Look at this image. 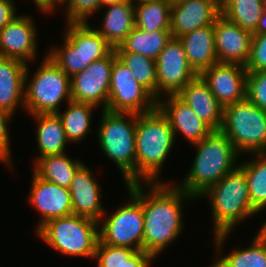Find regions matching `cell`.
I'll use <instances>...</instances> for the list:
<instances>
[{"mask_svg":"<svg viewBox=\"0 0 266 267\" xmlns=\"http://www.w3.org/2000/svg\"><path fill=\"white\" fill-rule=\"evenodd\" d=\"M32 1L39 10L48 0H32Z\"/></svg>","mask_w":266,"mask_h":267,"instance_id":"obj_47","label":"cell"},{"mask_svg":"<svg viewBox=\"0 0 266 267\" xmlns=\"http://www.w3.org/2000/svg\"><path fill=\"white\" fill-rule=\"evenodd\" d=\"M136 80L157 99L156 61L132 52H115Z\"/></svg>","mask_w":266,"mask_h":267,"instance_id":"obj_32","label":"cell"},{"mask_svg":"<svg viewBox=\"0 0 266 267\" xmlns=\"http://www.w3.org/2000/svg\"><path fill=\"white\" fill-rule=\"evenodd\" d=\"M177 96L213 131H220L224 107L200 75L190 81Z\"/></svg>","mask_w":266,"mask_h":267,"instance_id":"obj_20","label":"cell"},{"mask_svg":"<svg viewBox=\"0 0 266 267\" xmlns=\"http://www.w3.org/2000/svg\"><path fill=\"white\" fill-rule=\"evenodd\" d=\"M14 116L8 112L0 109V162L5 164L8 168L13 167V159L11 154V140L9 136L8 124L11 122Z\"/></svg>","mask_w":266,"mask_h":267,"instance_id":"obj_39","label":"cell"},{"mask_svg":"<svg viewBox=\"0 0 266 267\" xmlns=\"http://www.w3.org/2000/svg\"><path fill=\"white\" fill-rule=\"evenodd\" d=\"M186 201L192 203L196 199L175 183L141 182L143 251L154 260L183 233L182 210Z\"/></svg>","mask_w":266,"mask_h":267,"instance_id":"obj_1","label":"cell"},{"mask_svg":"<svg viewBox=\"0 0 266 267\" xmlns=\"http://www.w3.org/2000/svg\"><path fill=\"white\" fill-rule=\"evenodd\" d=\"M264 7L262 0H237L221 15L253 33L258 26Z\"/></svg>","mask_w":266,"mask_h":267,"instance_id":"obj_33","label":"cell"},{"mask_svg":"<svg viewBox=\"0 0 266 267\" xmlns=\"http://www.w3.org/2000/svg\"><path fill=\"white\" fill-rule=\"evenodd\" d=\"M28 202L40 215L35 232L48 221L73 214L72 200L68 188L50 183L34 172Z\"/></svg>","mask_w":266,"mask_h":267,"instance_id":"obj_15","label":"cell"},{"mask_svg":"<svg viewBox=\"0 0 266 267\" xmlns=\"http://www.w3.org/2000/svg\"><path fill=\"white\" fill-rule=\"evenodd\" d=\"M44 56L31 79L27 63L24 110L29 115L58 113L62 102L72 101L70 77L47 54Z\"/></svg>","mask_w":266,"mask_h":267,"instance_id":"obj_6","label":"cell"},{"mask_svg":"<svg viewBox=\"0 0 266 267\" xmlns=\"http://www.w3.org/2000/svg\"><path fill=\"white\" fill-rule=\"evenodd\" d=\"M192 145L197 151L192 166L183 181L175 184L198 200L239 165L237 161L241 155L221 131H212L206 138Z\"/></svg>","mask_w":266,"mask_h":267,"instance_id":"obj_2","label":"cell"},{"mask_svg":"<svg viewBox=\"0 0 266 267\" xmlns=\"http://www.w3.org/2000/svg\"><path fill=\"white\" fill-rule=\"evenodd\" d=\"M93 174L83 163L75 172L69 190L73 214L99 221L106 210L101 202L102 188Z\"/></svg>","mask_w":266,"mask_h":267,"instance_id":"obj_19","label":"cell"},{"mask_svg":"<svg viewBox=\"0 0 266 267\" xmlns=\"http://www.w3.org/2000/svg\"><path fill=\"white\" fill-rule=\"evenodd\" d=\"M68 0H48L40 9L39 11L45 13L46 15H50L53 12H56V9H59L58 6L64 7ZM50 13V14H49Z\"/></svg>","mask_w":266,"mask_h":267,"instance_id":"obj_42","label":"cell"},{"mask_svg":"<svg viewBox=\"0 0 266 267\" xmlns=\"http://www.w3.org/2000/svg\"><path fill=\"white\" fill-rule=\"evenodd\" d=\"M135 27L145 32L170 30L171 4L168 0H149L135 5Z\"/></svg>","mask_w":266,"mask_h":267,"instance_id":"obj_31","label":"cell"},{"mask_svg":"<svg viewBox=\"0 0 266 267\" xmlns=\"http://www.w3.org/2000/svg\"><path fill=\"white\" fill-rule=\"evenodd\" d=\"M171 38L170 30L145 32L135 27L114 51L137 53L156 60Z\"/></svg>","mask_w":266,"mask_h":267,"instance_id":"obj_28","label":"cell"},{"mask_svg":"<svg viewBox=\"0 0 266 267\" xmlns=\"http://www.w3.org/2000/svg\"><path fill=\"white\" fill-rule=\"evenodd\" d=\"M263 1V3H264V6L266 7V0H262Z\"/></svg>","mask_w":266,"mask_h":267,"instance_id":"obj_50","label":"cell"},{"mask_svg":"<svg viewBox=\"0 0 266 267\" xmlns=\"http://www.w3.org/2000/svg\"><path fill=\"white\" fill-rule=\"evenodd\" d=\"M64 37L84 56V65L108 56L114 48L90 23H66Z\"/></svg>","mask_w":266,"mask_h":267,"instance_id":"obj_24","label":"cell"},{"mask_svg":"<svg viewBox=\"0 0 266 267\" xmlns=\"http://www.w3.org/2000/svg\"><path fill=\"white\" fill-rule=\"evenodd\" d=\"M100 28L95 30L113 47H118L135 28V5L130 2L109 5Z\"/></svg>","mask_w":266,"mask_h":267,"instance_id":"obj_26","label":"cell"},{"mask_svg":"<svg viewBox=\"0 0 266 267\" xmlns=\"http://www.w3.org/2000/svg\"><path fill=\"white\" fill-rule=\"evenodd\" d=\"M155 61L157 100L166 95H177L198 76L189 65L179 38L172 37Z\"/></svg>","mask_w":266,"mask_h":267,"instance_id":"obj_12","label":"cell"},{"mask_svg":"<svg viewBox=\"0 0 266 267\" xmlns=\"http://www.w3.org/2000/svg\"><path fill=\"white\" fill-rule=\"evenodd\" d=\"M168 1L170 2L171 5H176L181 2L188 1V0H168Z\"/></svg>","mask_w":266,"mask_h":267,"instance_id":"obj_49","label":"cell"},{"mask_svg":"<svg viewBox=\"0 0 266 267\" xmlns=\"http://www.w3.org/2000/svg\"><path fill=\"white\" fill-rule=\"evenodd\" d=\"M83 161L71 159L67 153L41 157L34 162L32 171L41 179L68 188Z\"/></svg>","mask_w":266,"mask_h":267,"instance_id":"obj_27","label":"cell"},{"mask_svg":"<svg viewBox=\"0 0 266 267\" xmlns=\"http://www.w3.org/2000/svg\"><path fill=\"white\" fill-rule=\"evenodd\" d=\"M35 233L64 256L93 259L99 241V222L72 214L48 221Z\"/></svg>","mask_w":266,"mask_h":267,"instance_id":"obj_7","label":"cell"},{"mask_svg":"<svg viewBox=\"0 0 266 267\" xmlns=\"http://www.w3.org/2000/svg\"><path fill=\"white\" fill-rule=\"evenodd\" d=\"M62 46H53L46 53L70 78L85 70L84 56L63 36Z\"/></svg>","mask_w":266,"mask_h":267,"instance_id":"obj_34","label":"cell"},{"mask_svg":"<svg viewBox=\"0 0 266 267\" xmlns=\"http://www.w3.org/2000/svg\"><path fill=\"white\" fill-rule=\"evenodd\" d=\"M259 229L260 230L257 231V234L266 242V220Z\"/></svg>","mask_w":266,"mask_h":267,"instance_id":"obj_46","label":"cell"},{"mask_svg":"<svg viewBox=\"0 0 266 267\" xmlns=\"http://www.w3.org/2000/svg\"><path fill=\"white\" fill-rule=\"evenodd\" d=\"M247 72L266 71V34H253Z\"/></svg>","mask_w":266,"mask_h":267,"instance_id":"obj_38","label":"cell"},{"mask_svg":"<svg viewBox=\"0 0 266 267\" xmlns=\"http://www.w3.org/2000/svg\"><path fill=\"white\" fill-rule=\"evenodd\" d=\"M157 107V99L117 57L112 65L107 109L111 112L147 113Z\"/></svg>","mask_w":266,"mask_h":267,"instance_id":"obj_10","label":"cell"},{"mask_svg":"<svg viewBox=\"0 0 266 267\" xmlns=\"http://www.w3.org/2000/svg\"><path fill=\"white\" fill-rule=\"evenodd\" d=\"M166 100V101H165ZM157 107L167 117L174 132L184 136L189 144L206 138L213 130L177 95H166L157 100Z\"/></svg>","mask_w":266,"mask_h":267,"instance_id":"obj_17","label":"cell"},{"mask_svg":"<svg viewBox=\"0 0 266 267\" xmlns=\"http://www.w3.org/2000/svg\"><path fill=\"white\" fill-rule=\"evenodd\" d=\"M231 235L229 233H221L214 235L215 267H266V242L256 233L250 241L247 248H234L232 251L223 255L221 252L224 248V243ZM222 254V255H221Z\"/></svg>","mask_w":266,"mask_h":267,"instance_id":"obj_22","label":"cell"},{"mask_svg":"<svg viewBox=\"0 0 266 267\" xmlns=\"http://www.w3.org/2000/svg\"><path fill=\"white\" fill-rule=\"evenodd\" d=\"M175 142L169 121L158 107L137 114L136 183L163 182L160 179L161 169L173 151Z\"/></svg>","mask_w":266,"mask_h":267,"instance_id":"obj_3","label":"cell"},{"mask_svg":"<svg viewBox=\"0 0 266 267\" xmlns=\"http://www.w3.org/2000/svg\"><path fill=\"white\" fill-rule=\"evenodd\" d=\"M218 9L220 13L222 14L232 3H234L237 0H216Z\"/></svg>","mask_w":266,"mask_h":267,"instance_id":"obj_44","label":"cell"},{"mask_svg":"<svg viewBox=\"0 0 266 267\" xmlns=\"http://www.w3.org/2000/svg\"><path fill=\"white\" fill-rule=\"evenodd\" d=\"M98 147L119 168L124 184L136 183V113L102 110Z\"/></svg>","mask_w":266,"mask_h":267,"instance_id":"obj_5","label":"cell"},{"mask_svg":"<svg viewBox=\"0 0 266 267\" xmlns=\"http://www.w3.org/2000/svg\"><path fill=\"white\" fill-rule=\"evenodd\" d=\"M154 258L147 252L140 250L136 251L122 267H151Z\"/></svg>","mask_w":266,"mask_h":267,"instance_id":"obj_41","label":"cell"},{"mask_svg":"<svg viewBox=\"0 0 266 267\" xmlns=\"http://www.w3.org/2000/svg\"><path fill=\"white\" fill-rule=\"evenodd\" d=\"M179 39L183 44L189 65L198 75L218 62L214 24L195 29Z\"/></svg>","mask_w":266,"mask_h":267,"instance_id":"obj_23","label":"cell"},{"mask_svg":"<svg viewBox=\"0 0 266 267\" xmlns=\"http://www.w3.org/2000/svg\"><path fill=\"white\" fill-rule=\"evenodd\" d=\"M220 131L241 156L266 153V111L247 98L223 108Z\"/></svg>","mask_w":266,"mask_h":267,"instance_id":"obj_9","label":"cell"},{"mask_svg":"<svg viewBox=\"0 0 266 267\" xmlns=\"http://www.w3.org/2000/svg\"><path fill=\"white\" fill-rule=\"evenodd\" d=\"M123 2H129V0H100V9H103L106 6L119 4Z\"/></svg>","mask_w":266,"mask_h":267,"instance_id":"obj_45","label":"cell"},{"mask_svg":"<svg viewBox=\"0 0 266 267\" xmlns=\"http://www.w3.org/2000/svg\"><path fill=\"white\" fill-rule=\"evenodd\" d=\"M36 125L37 159L49 155H59L66 153L69 143L62 121L57 113L30 115Z\"/></svg>","mask_w":266,"mask_h":267,"instance_id":"obj_25","label":"cell"},{"mask_svg":"<svg viewBox=\"0 0 266 267\" xmlns=\"http://www.w3.org/2000/svg\"><path fill=\"white\" fill-rule=\"evenodd\" d=\"M135 252L129 247L111 246L99 240L93 260L97 259V267H122Z\"/></svg>","mask_w":266,"mask_h":267,"instance_id":"obj_35","label":"cell"},{"mask_svg":"<svg viewBox=\"0 0 266 267\" xmlns=\"http://www.w3.org/2000/svg\"><path fill=\"white\" fill-rule=\"evenodd\" d=\"M220 15L216 0H188L171 5L172 37L179 38L195 29L213 25Z\"/></svg>","mask_w":266,"mask_h":267,"instance_id":"obj_18","label":"cell"},{"mask_svg":"<svg viewBox=\"0 0 266 267\" xmlns=\"http://www.w3.org/2000/svg\"><path fill=\"white\" fill-rule=\"evenodd\" d=\"M249 156V160L240 162L239 166L245 172L252 207L260 213L266 209V153Z\"/></svg>","mask_w":266,"mask_h":267,"instance_id":"obj_30","label":"cell"},{"mask_svg":"<svg viewBox=\"0 0 266 267\" xmlns=\"http://www.w3.org/2000/svg\"><path fill=\"white\" fill-rule=\"evenodd\" d=\"M117 58L113 50L108 56L92 62L70 78L72 101L89 103L107 109L112 65ZM100 105V106H99Z\"/></svg>","mask_w":266,"mask_h":267,"instance_id":"obj_11","label":"cell"},{"mask_svg":"<svg viewBox=\"0 0 266 267\" xmlns=\"http://www.w3.org/2000/svg\"><path fill=\"white\" fill-rule=\"evenodd\" d=\"M200 76L209 85L211 92L223 107L246 99L247 70L245 66L217 62L205 69Z\"/></svg>","mask_w":266,"mask_h":267,"instance_id":"obj_14","label":"cell"},{"mask_svg":"<svg viewBox=\"0 0 266 267\" xmlns=\"http://www.w3.org/2000/svg\"><path fill=\"white\" fill-rule=\"evenodd\" d=\"M64 111H59L57 114L60 117L66 138L70 143H80L91 131L92 111L97 107L89 103H80L70 101L66 104Z\"/></svg>","mask_w":266,"mask_h":267,"instance_id":"obj_29","label":"cell"},{"mask_svg":"<svg viewBox=\"0 0 266 267\" xmlns=\"http://www.w3.org/2000/svg\"><path fill=\"white\" fill-rule=\"evenodd\" d=\"M14 0H0V30L10 23L18 14Z\"/></svg>","mask_w":266,"mask_h":267,"instance_id":"obj_40","label":"cell"},{"mask_svg":"<svg viewBox=\"0 0 266 267\" xmlns=\"http://www.w3.org/2000/svg\"><path fill=\"white\" fill-rule=\"evenodd\" d=\"M204 197L211 207L213 235L232 233L239 223L258 214L250 202L245 172L239 165L200 196Z\"/></svg>","mask_w":266,"mask_h":267,"instance_id":"obj_4","label":"cell"},{"mask_svg":"<svg viewBox=\"0 0 266 267\" xmlns=\"http://www.w3.org/2000/svg\"><path fill=\"white\" fill-rule=\"evenodd\" d=\"M253 34H266V7H264L258 26Z\"/></svg>","mask_w":266,"mask_h":267,"instance_id":"obj_43","label":"cell"},{"mask_svg":"<svg viewBox=\"0 0 266 267\" xmlns=\"http://www.w3.org/2000/svg\"><path fill=\"white\" fill-rule=\"evenodd\" d=\"M64 6L66 23H88L99 12L100 0H68Z\"/></svg>","mask_w":266,"mask_h":267,"instance_id":"obj_36","label":"cell"},{"mask_svg":"<svg viewBox=\"0 0 266 267\" xmlns=\"http://www.w3.org/2000/svg\"><path fill=\"white\" fill-rule=\"evenodd\" d=\"M129 195L124 205L110 215L106 211L99 222V240L111 246L143 250V205L141 204V182L125 185ZM101 225V226H100Z\"/></svg>","mask_w":266,"mask_h":267,"instance_id":"obj_8","label":"cell"},{"mask_svg":"<svg viewBox=\"0 0 266 267\" xmlns=\"http://www.w3.org/2000/svg\"><path fill=\"white\" fill-rule=\"evenodd\" d=\"M215 50L218 62L245 66L250 56L253 33L220 15L214 22Z\"/></svg>","mask_w":266,"mask_h":267,"instance_id":"obj_16","label":"cell"},{"mask_svg":"<svg viewBox=\"0 0 266 267\" xmlns=\"http://www.w3.org/2000/svg\"><path fill=\"white\" fill-rule=\"evenodd\" d=\"M149 0H129V2L133 5H136V4H139V3H142V2H147Z\"/></svg>","mask_w":266,"mask_h":267,"instance_id":"obj_48","label":"cell"},{"mask_svg":"<svg viewBox=\"0 0 266 267\" xmlns=\"http://www.w3.org/2000/svg\"><path fill=\"white\" fill-rule=\"evenodd\" d=\"M246 98L266 111V71L247 72Z\"/></svg>","mask_w":266,"mask_h":267,"instance_id":"obj_37","label":"cell"},{"mask_svg":"<svg viewBox=\"0 0 266 267\" xmlns=\"http://www.w3.org/2000/svg\"><path fill=\"white\" fill-rule=\"evenodd\" d=\"M27 64L0 57V109L15 115L18 107L24 108L25 72Z\"/></svg>","mask_w":266,"mask_h":267,"instance_id":"obj_21","label":"cell"},{"mask_svg":"<svg viewBox=\"0 0 266 267\" xmlns=\"http://www.w3.org/2000/svg\"><path fill=\"white\" fill-rule=\"evenodd\" d=\"M35 22L27 14H19L0 30V57L24 63L37 59L38 34Z\"/></svg>","mask_w":266,"mask_h":267,"instance_id":"obj_13","label":"cell"}]
</instances>
